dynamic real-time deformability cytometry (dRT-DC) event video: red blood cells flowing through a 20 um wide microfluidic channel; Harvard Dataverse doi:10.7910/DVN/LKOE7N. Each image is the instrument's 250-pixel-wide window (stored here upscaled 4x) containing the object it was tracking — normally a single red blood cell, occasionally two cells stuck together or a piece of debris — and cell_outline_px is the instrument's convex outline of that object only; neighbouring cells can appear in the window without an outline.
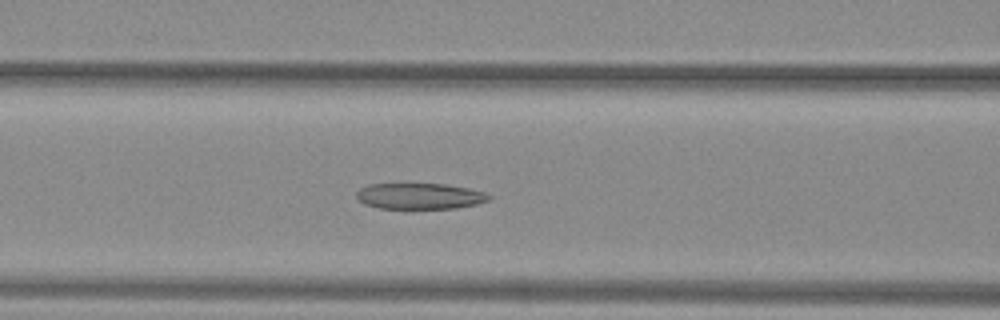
{"species": "common noctule bat (a hibernating species)", "species_latin": "Nyctalus noctula", "temperature_condition": "warm", "stored_images_in_passage": 36, "camera_frame_rate_fps": 3000, "um_per_image_px": 0.085, "animal": {"sex": "female", "body_mass_g": 29.2, "forearm_length_mm": 56.3}, "frame": {"image": 1, "passage_image": 7, "time_ms": 2.0, "image_size_px": [1000, 320], "cell_outline_px": [[492, 200], [476, 204], [456, 208], [380, 208], [364, 204], [356, 196], [356, 192], [360, 188], [368, 184], [444, 184], [468, 188], [484, 192], [492, 196]], "centroid_in_image_um": [35.7, 16.67], "position_along_channel_um": 130.9, "area_um2": 20.0}}
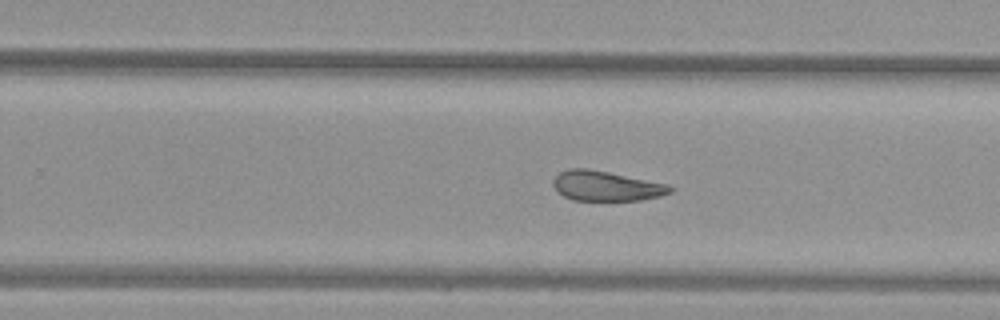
{"frame": {"image": 2, "passage_image": 18, "time_ms": 5.667, "image_size_px": [1000, 320], "cell_outline_px": [[672, 192], [660, 196], [640, 200], [572, 200], [556, 192], [552, 184], [552, 180], [560, 172], [568, 168], [588, 168], [668, 184], [672, 188]], "centroid_in_image_um": [51.48, 15.8], "position_along_channel_um": 278.3, "area_um2": 20.4}}
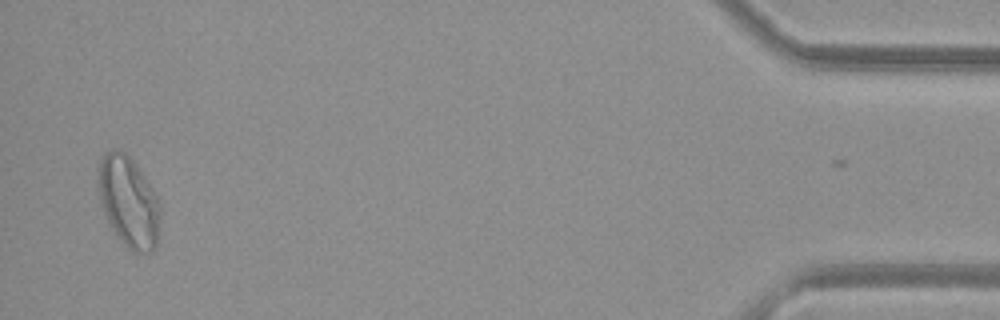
{"frame": {"image": 3, "passage_image": 35, "time_ms": 11.333, "image_size_px": [1000, 320], "cell_outline_px": [[160, 220], [156, 248], [152, 252], [132, 252], [116, 236], [104, 212], [96, 188], [96, 180], [100, 156], [104, 152], [112, 148], [120, 148], [132, 160], [144, 176], [160, 200]], "centroid_in_image_um": [10.91, 17.12], "position_along_channel_um": 424.3, "area_um2": 33.41}, "authors_computed_cell_mechanics": {"area_um2": 21.7617, "velocity_mm_per_s": 4.0278, "shape_relaxation_time_tau1_ms": null, "shape_relaxation_time_tau2_ms": 3.5704, "deformation_change_tau1": null, "deformation_change_tau2": 0.1188}}